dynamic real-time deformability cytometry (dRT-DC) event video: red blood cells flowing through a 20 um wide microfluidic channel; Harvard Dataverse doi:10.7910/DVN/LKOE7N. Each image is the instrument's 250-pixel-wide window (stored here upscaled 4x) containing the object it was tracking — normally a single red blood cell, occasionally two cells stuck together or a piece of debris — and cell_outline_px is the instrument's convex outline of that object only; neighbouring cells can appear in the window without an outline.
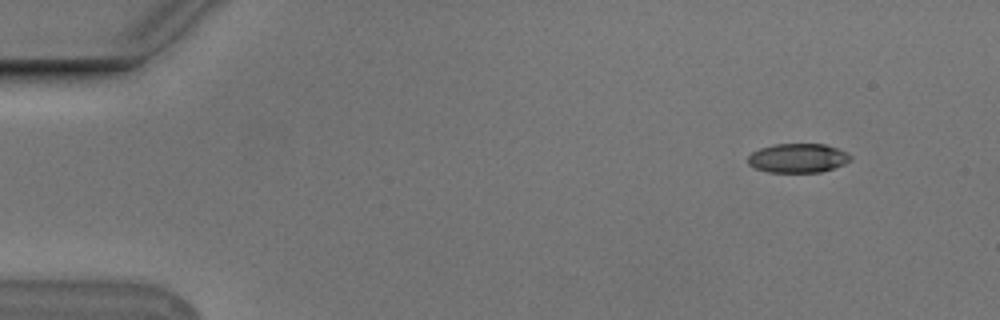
{"species": "Egyptian fruit bat (a non-hibernating species)", "species_latin": "Rousettus aegyptiacus", "temperature_condition": "cold", "stored_images_in_passage": 39, "camera_frame_rate_fps": 3000, "um_per_image_px": 0.085, "animal": {"sex": "male"}, "frame": {"image": 1, "passage_image": 1, "time_ms": 0.0, "image_size_px": [1000, 320], "cell_outline_px": [[852, 160], [844, 164], [820, 172], [768, 172], [756, 168], [748, 164], [748, 156], [752, 152], [760, 148], [772, 144], [824, 144], [848, 152], [852, 156]], "centroid_in_image_um": [67.83, 13.43], "position_along_channel_um": 17.2, "area_um2": 17.46}}
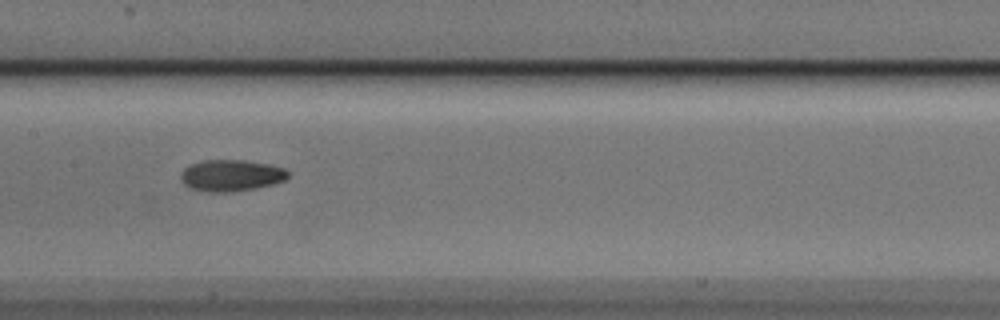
{"frame": {"image": 2, "passage_image": 23, "time_ms": 7.333, "image_size_px": [1000, 320], "cell_outline_px": [[288, 176], [284, 180], [272, 184], [256, 188], [232, 192], [208, 192], [192, 188], [184, 184], [180, 180], [180, 172], [188, 164], [200, 160], [244, 160], [268, 164], [284, 168], [288, 172]], "centroid_in_image_um": [19.59, 14.9], "position_along_channel_um": 187.8, "area_um2": 19.83}}
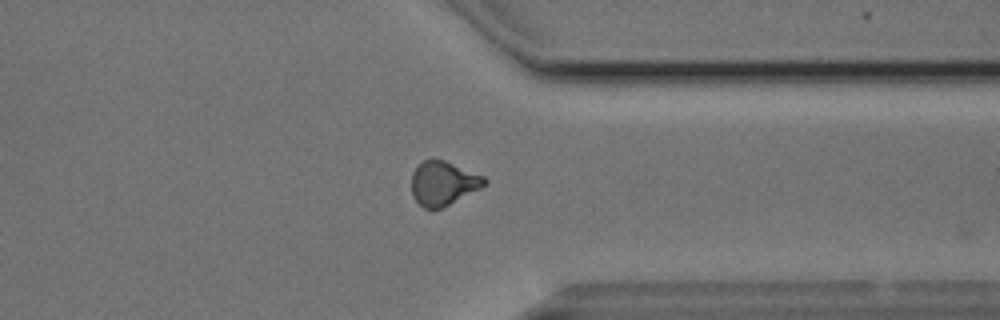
{"frame": {"image": 3, "passage_image": 38, "time_ms": 12.333, "image_size_px": [1000, 320], "cell_outline_px": [[488, 184], [432, 212], [424, 208], [412, 196], [412, 172], [424, 160], [444, 160], [484, 176], [488, 180]], "centroid_in_image_um": [37.67, 15.6], "position_along_channel_um": 373.7, "area_um2": 18.55}}